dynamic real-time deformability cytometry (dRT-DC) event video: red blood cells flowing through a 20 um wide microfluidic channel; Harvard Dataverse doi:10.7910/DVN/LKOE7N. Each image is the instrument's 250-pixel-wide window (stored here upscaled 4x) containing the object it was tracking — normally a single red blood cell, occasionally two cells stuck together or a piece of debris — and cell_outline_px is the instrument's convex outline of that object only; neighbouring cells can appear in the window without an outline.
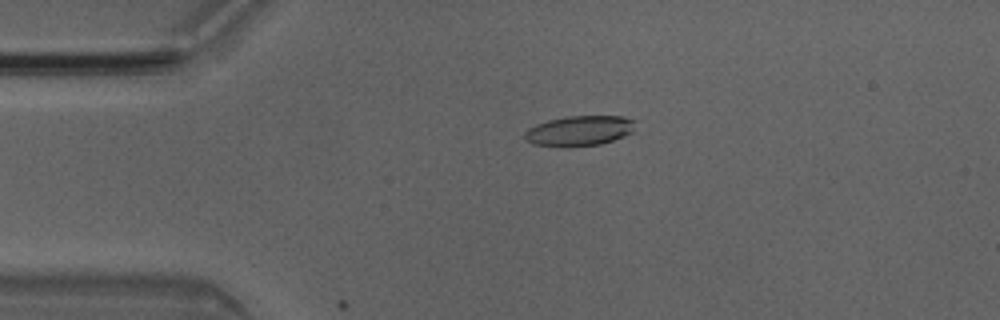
{"species": "Egyptian fruit bat (a non-hibernating species)", "species_latin": "Rousettus aegyptiacus", "temperature_condition": "room temperature", "stored_images_in_passage": 5, "camera_frame_rate_fps": 3000, "um_per_image_px": 0.085, "animal": {"sex": "male"}, "frame": {"image": 1, "passage_image": 4, "time_ms": 1.0, "image_size_px": [1000, 320], "cell_outline_px": [[636, 120], [632, 132], [624, 136], [600, 144], [568, 148], [532, 144], [524, 136], [524, 132], [528, 128], [536, 124], [548, 120], [568, 116], [624, 116]], "centroid_in_image_um": [49.24, 11.12], "position_along_channel_um": 35.8, "area_um2": 19.65}}